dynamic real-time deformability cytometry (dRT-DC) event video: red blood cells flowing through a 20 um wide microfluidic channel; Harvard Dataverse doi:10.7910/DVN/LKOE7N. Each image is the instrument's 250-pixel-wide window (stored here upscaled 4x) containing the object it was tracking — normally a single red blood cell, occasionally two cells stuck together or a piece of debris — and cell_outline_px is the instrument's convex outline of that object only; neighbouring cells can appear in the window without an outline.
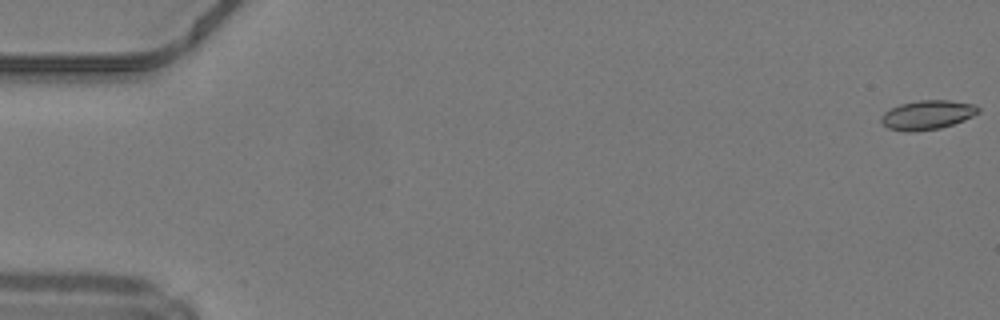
{"species": "common noctule bat (a hibernating species)", "species_latin": "Nyctalus noctula", "temperature_condition": "warm", "stored_images_in_passage": 50, "camera_frame_rate_fps": 3000, "um_per_image_px": 0.085, "animal": {"sex": "male", "body_mass_g": 19.2, "forearm_length_mm": 51.8}, "frame": {"image": 1, "passage_image": 1, "time_ms": 0.0, "image_size_px": [1000, 320], "cell_outline_px": [[980, 112], [964, 120], [940, 128], [916, 132], [904, 132], [888, 128], [880, 120], [880, 116], [884, 112], [900, 104], [920, 100], [948, 100], [976, 104], [980, 108]], "centroid_in_image_um": [78.83, 9.77], "position_along_channel_um": 6.2, "area_um2": 16.65}}
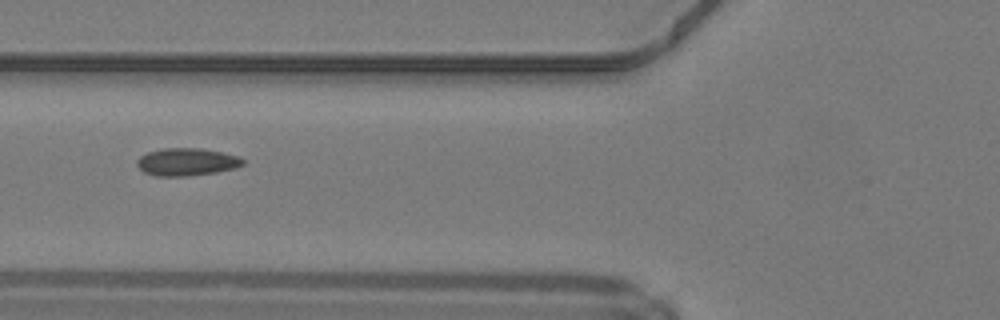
{"frame": {"image": 2, "passage_image": 20, "time_ms": 6.333, "image_size_px": [1000, 320], "cell_outline_px": [[244, 164], [236, 168], [216, 172], [188, 176], [156, 176], [144, 172], [136, 164], [136, 160], [140, 156], [148, 152], [164, 148], [200, 148], [240, 156], [244, 160]], "centroid_in_image_um": [15.88, 13.76], "position_along_channel_um": 109.9, "area_um2": 17.05}}
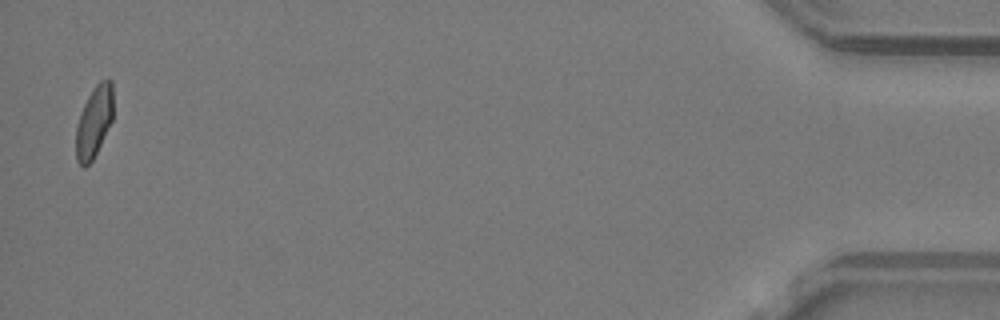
{"frame": {"image": 3, "passage_image": 49, "time_ms": 16.0, "image_size_px": [1000, 320], "cell_outline_px": [[112, 120], [92, 160], [84, 168], [76, 160], [76, 124], [80, 112], [88, 96], [96, 84], [100, 80], [108, 76], [112, 80]], "centroid_in_image_um": [7.98, 10.3], "position_along_channel_um": 427.2, "area_um2": 15.43}, "authors_computed_cell_mechanics": {"area_um2": 16.2996, "velocity_mm_per_s": 4.2403, "shape_relaxation_time_tau1_ms": null, "shape_relaxation_time_tau2_ms": 1.8928, "deformation_change_tau1": null, "deformation_change_tau2": 0.0814}}